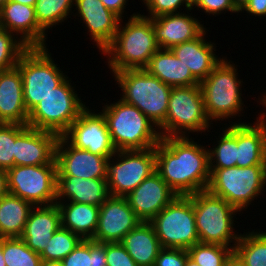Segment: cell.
I'll return each instance as SVG.
<instances>
[{
  "label": "cell",
  "instance_id": "1",
  "mask_svg": "<svg viewBox=\"0 0 266 266\" xmlns=\"http://www.w3.org/2000/svg\"><path fill=\"white\" fill-rule=\"evenodd\" d=\"M207 146L192 137H161L154 147L156 172L178 196L208 189L210 183Z\"/></svg>",
  "mask_w": 266,
  "mask_h": 266
},
{
  "label": "cell",
  "instance_id": "2",
  "mask_svg": "<svg viewBox=\"0 0 266 266\" xmlns=\"http://www.w3.org/2000/svg\"><path fill=\"white\" fill-rule=\"evenodd\" d=\"M120 20L112 43L102 52L110 72L144 69L160 49L156 42L152 18L139 13L130 15L127 23ZM108 55V56H107Z\"/></svg>",
  "mask_w": 266,
  "mask_h": 266
},
{
  "label": "cell",
  "instance_id": "3",
  "mask_svg": "<svg viewBox=\"0 0 266 266\" xmlns=\"http://www.w3.org/2000/svg\"><path fill=\"white\" fill-rule=\"evenodd\" d=\"M101 113L117 151L146 150L161 140L158 127L136 106L122 99L104 104Z\"/></svg>",
  "mask_w": 266,
  "mask_h": 266
},
{
  "label": "cell",
  "instance_id": "4",
  "mask_svg": "<svg viewBox=\"0 0 266 266\" xmlns=\"http://www.w3.org/2000/svg\"><path fill=\"white\" fill-rule=\"evenodd\" d=\"M125 103L136 106L158 128L165 122L170 85L150 75L145 69H125L113 73Z\"/></svg>",
  "mask_w": 266,
  "mask_h": 266
},
{
  "label": "cell",
  "instance_id": "5",
  "mask_svg": "<svg viewBox=\"0 0 266 266\" xmlns=\"http://www.w3.org/2000/svg\"><path fill=\"white\" fill-rule=\"evenodd\" d=\"M227 57L200 82L205 112L211 123L242 116V79H238L237 66ZM241 90V91H240ZM241 114V115H240ZM235 116V117H234Z\"/></svg>",
  "mask_w": 266,
  "mask_h": 266
},
{
  "label": "cell",
  "instance_id": "6",
  "mask_svg": "<svg viewBox=\"0 0 266 266\" xmlns=\"http://www.w3.org/2000/svg\"><path fill=\"white\" fill-rule=\"evenodd\" d=\"M193 207L199 242L234 249L241 236L234 231V219L240 211L208 189L193 194Z\"/></svg>",
  "mask_w": 266,
  "mask_h": 266
},
{
  "label": "cell",
  "instance_id": "7",
  "mask_svg": "<svg viewBox=\"0 0 266 266\" xmlns=\"http://www.w3.org/2000/svg\"><path fill=\"white\" fill-rule=\"evenodd\" d=\"M45 96L30 112L27 126L62 136L80 113L87 107L82 101L71 78ZM83 102V103H82ZM85 103V104H84Z\"/></svg>",
  "mask_w": 266,
  "mask_h": 266
},
{
  "label": "cell",
  "instance_id": "8",
  "mask_svg": "<svg viewBox=\"0 0 266 266\" xmlns=\"http://www.w3.org/2000/svg\"><path fill=\"white\" fill-rule=\"evenodd\" d=\"M200 85L172 87L165 122L158 128L161 137H183L209 132Z\"/></svg>",
  "mask_w": 266,
  "mask_h": 266
},
{
  "label": "cell",
  "instance_id": "9",
  "mask_svg": "<svg viewBox=\"0 0 266 266\" xmlns=\"http://www.w3.org/2000/svg\"><path fill=\"white\" fill-rule=\"evenodd\" d=\"M208 190L243 211L266 189V166L210 169Z\"/></svg>",
  "mask_w": 266,
  "mask_h": 266
},
{
  "label": "cell",
  "instance_id": "10",
  "mask_svg": "<svg viewBox=\"0 0 266 266\" xmlns=\"http://www.w3.org/2000/svg\"><path fill=\"white\" fill-rule=\"evenodd\" d=\"M54 62L47 47H29L21 54L16 67L22 75L28 113L68 77Z\"/></svg>",
  "mask_w": 266,
  "mask_h": 266
},
{
  "label": "cell",
  "instance_id": "11",
  "mask_svg": "<svg viewBox=\"0 0 266 266\" xmlns=\"http://www.w3.org/2000/svg\"><path fill=\"white\" fill-rule=\"evenodd\" d=\"M162 248L188 250L199 243L193 194L177 196L149 222Z\"/></svg>",
  "mask_w": 266,
  "mask_h": 266
},
{
  "label": "cell",
  "instance_id": "12",
  "mask_svg": "<svg viewBox=\"0 0 266 266\" xmlns=\"http://www.w3.org/2000/svg\"><path fill=\"white\" fill-rule=\"evenodd\" d=\"M155 171L154 147L146 150L116 151L107 162L106 182L110 196L125 197Z\"/></svg>",
  "mask_w": 266,
  "mask_h": 266
},
{
  "label": "cell",
  "instance_id": "13",
  "mask_svg": "<svg viewBox=\"0 0 266 266\" xmlns=\"http://www.w3.org/2000/svg\"><path fill=\"white\" fill-rule=\"evenodd\" d=\"M6 173L9 193L34 206L56 203L57 165L14 166Z\"/></svg>",
  "mask_w": 266,
  "mask_h": 266
},
{
  "label": "cell",
  "instance_id": "14",
  "mask_svg": "<svg viewBox=\"0 0 266 266\" xmlns=\"http://www.w3.org/2000/svg\"><path fill=\"white\" fill-rule=\"evenodd\" d=\"M94 111V112H93ZM72 146L108 159L116 153L105 117L87 106L62 135Z\"/></svg>",
  "mask_w": 266,
  "mask_h": 266
},
{
  "label": "cell",
  "instance_id": "15",
  "mask_svg": "<svg viewBox=\"0 0 266 266\" xmlns=\"http://www.w3.org/2000/svg\"><path fill=\"white\" fill-rule=\"evenodd\" d=\"M58 138L52 132L15 124V166L56 165Z\"/></svg>",
  "mask_w": 266,
  "mask_h": 266
},
{
  "label": "cell",
  "instance_id": "16",
  "mask_svg": "<svg viewBox=\"0 0 266 266\" xmlns=\"http://www.w3.org/2000/svg\"><path fill=\"white\" fill-rule=\"evenodd\" d=\"M55 161L57 176H75L82 179H106L108 158L72 146L59 136Z\"/></svg>",
  "mask_w": 266,
  "mask_h": 266
},
{
  "label": "cell",
  "instance_id": "17",
  "mask_svg": "<svg viewBox=\"0 0 266 266\" xmlns=\"http://www.w3.org/2000/svg\"><path fill=\"white\" fill-rule=\"evenodd\" d=\"M141 222L125 197L110 196L100 206L98 225L92 240L98 243L121 242Z\"/></svg>",
  "mask_w": 266,
  "mask_h": 266
},
{
  "label": "cell",
  "instance_id": "18",
  "mask_svg": "<svg viewBox=\"0 0 266 266\" xmlns=\"http://www.w3.org/2000/svg\"><path fill=\"white\" fill-rule=\"evenodd\" d=\"M0 28L16 35L28 48L47 47V33L38 25L34 6L4 0L0 3Z\"/></svg>",
  "mask_w": 266,
  "mask_h": 266
},
{
  "label": "cell",
  "instance_id": "19",
  "mask_svg": "<svg viewBox=\"0 0 266 266\" xmlns=\"http://www.w3.org/2000/svg\"><path fill=\"white\" fill-rule=\"evenodd\" d=\"M177 196L155 171L125 198L142 222H150Z\"/></svg>",
  "mask_w": 266,
  "mask_h": 266
},
{
  "label": "cell",
  "instance_id": "20",
  "mask_svg": "<svg viewBox=\"0 0 266 266\" xmlns=\"http://www.w3.org/2000/svg\"><path fill=\"white\" fill-rule=\"evenodd\" d=\"M74 7L75 15L81 18L88 35L102 53L112 43L121 19L101 0H74Z\"/></svg>",
  "mask_w": 266,
  "mask_h": 266
},
{
  "label": "cell",
  "instance_id": "21",
  "mask_svg": "<svg viewBox=\"0 0 266 266\" xmlns=\"http://www.w3.org/2000/svg\"><path fill=\"white\" fill-rule=\"evenodd\" d=\"M187 13L183 11L152 18L156 42L160 49H171L173 46L191 41L206 29L200 20L191 16L192 13Z\"/></svg>",
  "mask_w": 266,
  "mask_h": 266
},
{
  "label": "cell",
  "instance_id": "22",
  "mask_svg": "<svg viewBox=\"0 0 266 266\" xmlns=\"http://www.w3.org/2000/svg\"><path fill=\"white\" fill-rule=\"evenodd\" d=\"M256 119L232 122L237 123V167L266 166V113Z\"/></svg>",
  "mask_w": 266,
  "mask_h": 266
},
{
  "label": "cell",
  "instance_id": "23",
  "mask_svg": "<svg viewBox=\"0 0 266 266\" xmlns=\"http://www.w3.org/2000/svg\"><path fill=\"white\" fill-rule=\"evenodd\" d=\"M205 29L197 38L173 46L170 50L174 55L187 66L192 75L201 82L214 68L222 61L224 57H218L215 54L216 43L205 39Z\"/></svg>",
  "mask_w": 266,
  "mask_h": 266
},
{
  "label": "cell",
  "instance_id": "24",
  "mask_svg": "<svg viewBox=\"0 0 266 266\" xmlns=\"http://www.w3.org/2000/svg\"><path fill=\"white\" fill-rule=\"evenodd\" d=\"M61 227V213L57 203L34 206L20 238L41 255L53 234Z\"/></svg>",
  "mask_w": 266,
  "mask_h": 266
},
{
  "label": "cell",
  "instance_id": "25",
  "mask_svg": "<svg viewBox=\"0 0 266 266\" xmlns=\"http://www.w3.org/2000/svg\"><path fill=\"white\" fill-rule=\"evenodd\" d=\"M28 116L19 69L0 71V123L27 125Z\"/></svg>",
  "mask_w": 266,
  "mask_h": 266
},
{
  "label": "cell",
  "instance_id": "26",
  "mask_svg": "<svg viewBox=\"0 0 266 266\" xmlns=\"http://www.w3.org/2000/svg\"><path fill=\"white\" fill-rule=\"evenodd\" d=\"M109 197L106 179L57 176L56 202L66 200L100 207Z\"/></svg>",
  "mask_w": 266,
  "mask_h": 266
},
{
  "label": "cell",
  "instance_id": "27",
  "mask_svg": "<svg viewBox=\"0 0 266 266\" xmlns=\"http://www.w3.org/2000/svg\"><path fill=\"white\" fill-rule=\"evenodd\" d=\"M144 69L171 87L200 85L189 68L170 49L156 51Z\"/></svg>",
  "mask_w": 266,
  "mask_h": 266
},
{
  "label": "cell",
  "instance_id": "28",
  "mask_svg": "<svg viewBox=\"0 0 266 266\" xmlns=\"http://www.w3.org/2000/svg\"><path fill=\"white\" fill-rule=\"evenodd\" d=\"M138 266H154L155 259L162 249L153 226L141 222L127 233L120 242Z\"/></svg>",
  "mask_w": 266,
  "mask_h": 266
},
{
  "label": "cell",
  "instance_id": "29",
  "mask_svg": "<svg viewBox=\"0 0 266 266\" xmlns=\"http://www.w3.org/2000/svg\"><path fill=\"white\" fill-rule=\"evenodd\" d=\"M61 213V227L92 240L98 225L99 206L71 201L56 202Z\"/></svg>",
  "mask_w": 266,
  "mask_h": 266
},
{
  "label": "cell",
  "instance_id": "30",
  "mask_svg": "<svg viewBox=\"0 0 266 266\" xmlns=\"http://www.w3.org/2000/svg\"><path fill=\"white\" fill-rule=\"evenodd\" d=\"M34 205L11 193L0 198V238L20 237Z\"/></svg>",
  "mask_w": 266,
  "mask_h": 266
},
{
  "label": "cell",
  "instance_id": "31",
  "mask_svg": "<svg viewBox=\"0 0 266 266\" xmlns=\"http://www.w3.org/2000/svg\"><path fill=\"white\" fill-rule=\"evenodd\" d=\"M225 127L221 135L219 134V138H216L217 146L208 148L210 169L237 166V123Z\"/></svg>",
  "mask_w": 266,
  "mask_h": 266
},
{
  "label": "cell",
  "instance_id": "32",
  "mask_svg": "<svg viewBox=\"0 0 266 266\" xmlns=\"http://www.w3.org/2000/svg\"><path fill=\"white\" fill-rule=\"evenodd\" d=\"M258 231L241 233L233 249L244 266H266V231Z\"/></svg>",
  "mask_w": 266,
  "mask_h": 266
},
{
  "label": "cell",
  "instance_id": "33",
  "mask_svg": "<svg viewBox=\"0 0 266 266\" xmlns=\"http://www.w3.org/2000/svg\"><path fill=\"white\" fill-rule=\"evenodd\" d=\"M72 9H74V0H37L34 6L38 25L46 33L52 27L59 26L58 23L71 18Z\"/></svg>",
  "mask_w": 266,
  "mask_h": 266
},
{
  "label": "cell",
  "instance_id": "34",
  "mask_svg": "<svg viewBox=\"0 0 266 266\" xmlns=\"http://www.w3.org/2000/svg\"><path fill=\"white\" fill-rule=\"evenodd\" d=\"M1 250L6 266H41V256L20 237L1 238Z\"/></svg>",
  "mask_w": 266,
  "mask_h": 266
},
{
  "label": "cell",
  "instance_id": "35",
  "mask_svg": "<svg viewBox=\"0 0 266 266\" xmlns=\"http://www.w3.org/2000/svg\"><path fill=\"white\" fill-rule=\"evenodd\" d=\"M82 239L72 231L60 227L50 238L46 249L40 255L44 261L61 262Z\"/></svg>",
  "mask_w": 266,
  "mask_h": 266
},
{
  "label": "cell",
  "instance_id": "36",
  "mask_svg": "<svg viewBox=\"0 0 266 266\" xmlns=\"http://www.w3.org/2000/svg\"><path fill=\"white\" fill-rule=\"evenodd\" d=\"M232 252L227 246L200 242L188 249L189 257L199 266H222Z\"/></svg>",
  "mask_w": 266,
  "mask_h": 266
},
{
  "label": "cell",
  "instance_id": "37",
  "mask_svg": "<svg viewBox=\"0 0 266 266\" xmlns=\"http://www.w3.org/2000/svg\"><path fill=\"white\" fill-rule=\"evenodd\" d=\"M27 48L16 35L0 28V71L16 67L21 54Z\"/></svg>",
  "mask_w": 266,
  "mask_h": 266
},
{
  "label": "cell",
  "instance_id": "38",
  "mask_svg": "<svg viewBox=\"0 0 266 266\" xmlns=\"http://www.w3.org/2000/svg\"><path fill=\"white\" fill-rule=\"evenodd\" d=\"M15 166V124L0 123V169Z\"/></svg>",
  "mask_w": 266,
  "mask_h": 266
},
{
  "label": "cell",
  "instance_id": "39",
  "mask_svg": "<svg viewBox=\"0 0 266 266\" xmlns=\"http://www.w3.org/2000/svg\"><path fill=\"white\" fill-rule=\"evenodd\" d=\"M142 4H145L148 15H144L148 18H155L161 15L176 14L179 12L182 6H185L186 11H191L192 0H142ZM179 10V11H178Z\"/></svg>",
  "mask_w": 266,
  "mask_h": 266
},
{
  "label": "cell",
  "instance_id": "40",
  "mask_svg": "<svg viewBox=\"0 0 266 266\" xmlns=\"http://www.w3.org/2000/svg\"><path fill=\"white\" fill-rule=\"evenodd\" d=\"M61 262L63 266H93V240H81Z\"/></svg>",
  "mask_w": 266,
  "mask_h": 266
},
{
  "label": "cell",
  "instance_id": "41",
  "mask_svg": "<svg viewBox=\"0 0 266 266\" xmlns=\"http://www.w3.org/2000/svg\"><path fill=\"white\" fill-rule=\"evenodd\" d=\"M107 266H138L120 242L106 243Z\"/></svg>",
  "mask_w": 266,
  "mask_h": 266
},
{
  "label": "cell",
  "instance_id": "42",
  "mask_svg": "<svg viewBox=\"0 0 266 266\" xmlns=\"http://www.w3.org/2000/svg\"><path fill=\"white\" fill-rule=\"evenodd\" d=\"M204 11L208 15H220L225 11L240 13L231 0H192V8Z\"/></svg>",
  "mask_w": 266,
  "mask_h": 266
},
{
  "label": "cell",
  "instance_id": "43",
  "mask_svg": "<svg viewBox=\"0 0 266 266\" xmlns=\"http://www.w3.org/2000/svg\"><path fill=\"white\" fill-rule=\"evenodd\" d=\"M188 257V250L162 248L155 259L154 266H185Z\"/></svg>",
  "mask_w": 266,
  "mask_h": 266
},
{
  "label": "cell",
  "instance_id": "44",
  "mask_svg": "<svg viewBox=\"0 0 266 266\" xmlns=\"http://www.w3.org/2000/svg\"><path fill=\"white\" fill-rule=\"evenodd\" d=\"M243 11L251 14V16L264 18L266 17V0H248L239 12L242 13Z\"/></svg>",
  "mask_w": 266,
  "mask_h": 266
},
{
  "label": "cell",
  "instance_id": "45",
  "mask_svg": "<svg viewBox=\"0 0 266 266\" xmlns=\"http://www.w3.org/2000/svg\"><path fill=\"white\" fill-rule=\"evenodd\" d=\"M102 3L104 4V6L110 10L111 12H113L114 14H116L121 20L122 18L124 19L125 16H123L126 6H127V2L129 0H101Z\"/></svg>",
  "mask_w": 266,
  "mask_h": 266
},
{
  "label": "cell",
  "instance_id": "46",
  "mask_svg": "<svg viewBox=\"0 0 266 266\" xmlns=\"http://www.w3.org/2000/svg\"><path fill=\"white\" fill-rule=\"evenodd\" d=\"M106 243H98L93 241V266L106 265Z\"/></svg>",
  "mask_w": 266,
  "mask_h": 266
},
{
  "label": "cell",
  "instance_id": "47",
  "mask_svg": "<svg viewBox=\"0 0 266 266\" xmlns=\"http://www.w3.org/2000/svg\"><path fill=\"white\" fill-rule=\"evenodd\" d=\"M222 266H244V264L238 255L233 251Z\"/></svg>",
  "mask_w": 266,
  "mask_h": 266
},
{
  "label": "cell",
  "instance_id": "48",
  "mask_svg": "<svg viewBox=\"0 0 266 266\" xmlns=\"http://www.w3.org/2000/svg\"><path fill=\"white\" fill-rule=\"evenodd\" d=\"M8 193L6 170L0 169V198Z\"/></svg>",
  "mask_w": 266,
  "mask_h": 266
},
{
  "label": "cell",
  "instance_id": "49",
  "mask_svg": "<svg viewBox=\"0 0 266 266\" xmlns=\"http://www.w3.org/2000/svg\"><path fill=\"white\" fill-rule=\"evenodd\" d=\"M233 5L240 11L248 0H231Z\"/></svg>",
  "mask_w": 266,
  "mask_h": 266
},
{
  "label": "cell",
  "instance_id": "50",
  "mask_svg": "<svg viewBox=\"0 0 266 266\" xmlns=\"http://www.w3.org/2000/svg\"><path fill=\"white\" fill-rule=\"evenodd\" d=\"M41 266H63L62 262L58 261H44L42 260Z\"/></svg>",
  "mask_w": 266,
  "mask_h": 266
},
{
  "label": "cell",
  "instance_id": "51",
  "mask_svg": "<svg viewBox=\"0 0 266 266\" xmlns=\"http://www.w3.org/2000/svg\"><path fill=\"white\" fill-rule=\"evenodd\" d=\"M16 3L25 4L29 6H35L37 0H10Z\"/></svg>",
  "mask_w": 266,
  "mask_h": 266
},
{
  "label": "cell",
  "instance_id": "52",
  "mask_svg": "<svg viewBox=\"0 0 266 266\" xmlns=\"http://www.w3.org/2000/svg\"><path fill=\"white\" fill-rule=\"evenodd\" d=\"M185 266H199V265L193 259L188 257Z\"/></svg>",
  "mask_w": 266,
  "mask_h": 266
},
{
  "label": "cell",
  "instance_id": "53",
  "mask_svg": "<svg viewBox=\"0 0 266 266\" xmlns=\"http://www.w3.org/2000/svg\"><path fill=\"white\" fill-rule=\"evenodd\" d=\"M0 266H6L3 258V252L1 250V238H0Z\"/></svg>",
  "mask_w": 266,
  "mask_h": 266
},
{
  "label": "cell",
  "instance_id": "54",
  "mask_svg": "<svg viewBox=\"0 0 266 266\" xmlns=\"http://www.w3.org/2000/svg\"><path fill=\"white\" fill-rule=\"evenodd\" d=\"M258 100L260 101L259 103H266V93H264V95L260 98H258Z\"/></svg>",
  "mask_w": 266,
  "mask_h": 266
}]
</instances>
